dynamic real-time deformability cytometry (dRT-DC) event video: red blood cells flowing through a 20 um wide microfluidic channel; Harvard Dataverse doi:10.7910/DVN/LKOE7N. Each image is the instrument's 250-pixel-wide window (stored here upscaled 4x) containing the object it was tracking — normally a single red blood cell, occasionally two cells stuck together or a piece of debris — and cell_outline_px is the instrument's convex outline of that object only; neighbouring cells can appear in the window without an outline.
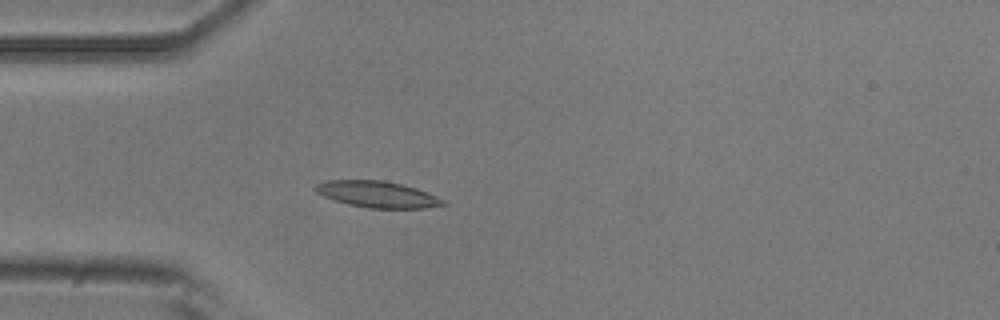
{"species": "common noctule bat (a hibernating species)", "species_latin": "Nyctalus noctula", "temperature_condition": "room temperature", "stored_images_in_passage": 7, "camera_frame_rate_fps": 3000, "um_per_image_px": 0.085, "animal": {"sex": "male", "body_mass_g": 20.5, "forearm_length_mm": 52.5}, "frame": {"image": 1, "passage_image": 5, "time_ms": 4.667, "image_size_px": [1000, 320], "cell_outline_px": [[448, 204], [424, 208], [368, 208], [348, 204], [324, 196], [316, 192], [312, 188], [316, 184], [328, 180], [384, 180], [416, 188], [436, 196], [444, 200]], "centroid_in_image_um": [32.06, 16.51], "position_along_channel_um": 52.9, "area_um2": 19.48}}
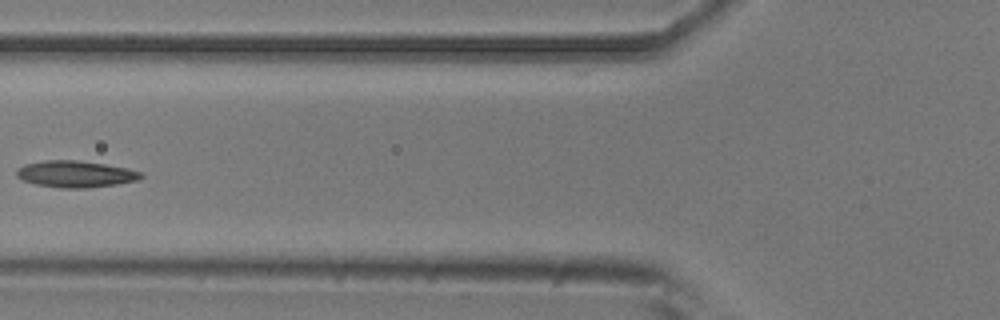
{"frame": {"image": 2, "passage_image": 7, "time_ms": 6.667, "image_size_px": [1000, 320], "cell_outline_px": [[144, 176], [136, 180], [116, 184], [88, 188], [60, 188], [36, 184], [24, 180], [16, 176], [16, 168], [24, 164], [44, 160], [76, 160], [104, 164], [128, 168], [140, 172]], "centroid_in_image_um": [6.38, 14.79], "position_along_channel_um": 119.4, "area_um2": 19.25}}